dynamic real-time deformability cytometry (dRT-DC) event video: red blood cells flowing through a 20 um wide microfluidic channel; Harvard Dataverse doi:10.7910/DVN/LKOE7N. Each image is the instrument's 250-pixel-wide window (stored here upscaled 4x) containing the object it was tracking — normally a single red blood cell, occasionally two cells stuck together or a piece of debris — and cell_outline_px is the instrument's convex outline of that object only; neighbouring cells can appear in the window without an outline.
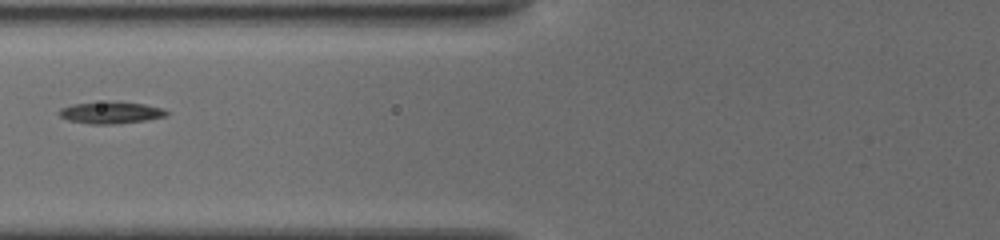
{"species": "common noctule bat (a hibernating species)", "species_latin": "Nyctalus noctula", "temperature_condition": "cold", "stored_images_in_passage": 27, "camera_frame_rate_fps": 3000, "um_per_image_px": 0.085, "animal": {"sex": "female", "body_mass_g": 19.5, "forearm_length_mm": 54.1}, "frame": {"image": 1, "passage_image": 5, "time_ms": 2.333, "image_size_px": [1000, 240], "cell_outline_px": [[168, 112], [164, 116], [144, 120], [112, 124], [88, 124], [68, 120], [60, 116], [60, 108], [76, 104], [144, 104], [160, 108]], "centroid_in_image_um": [9.38, 9.62], "position_along_channel_um": 116.4, "area_um2": 12.54}}
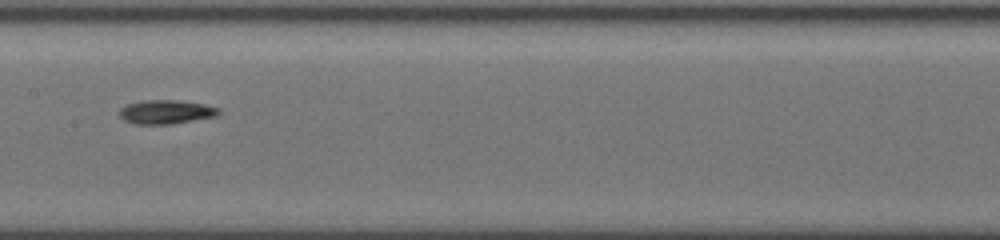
{"frame": {"image": 2, "passage_image": 9, "time_ms": 4.333, "image_size_px": [1000, 240], "cell_outline_px": [[220, 112], [216, 116], [168, 124], [136, 124], [124, 120], [120, 116], [120, 108], [128, 104], [148, 100], [172, 100], [204, 104], [220, 108]], "centroid_in_image_um": [14.11, 9.51], "position_along_channel_um": 193.3, "area_um2": 13.53}}
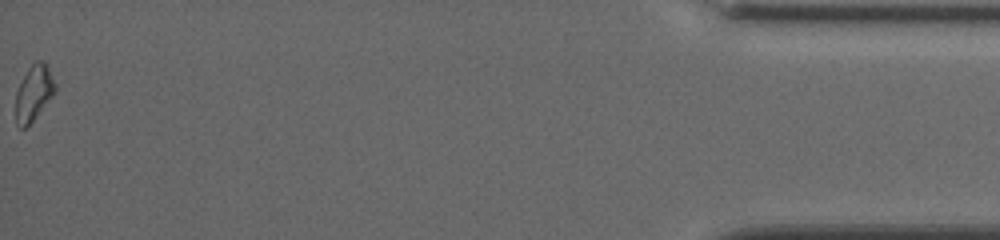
{"frame": {"image": 3, "passage_image": 27, "time_ms": 12.667, "image_size_px": [1000, 240], "cell_outline_px": [[56, 92], [32, 120], [24, 128], [20, 128], [16, 120], [16, 92], [28, 68], [36, 60], [44, 60], [56, 84]], "centroid_in_image_um": [2.89, 7.86], "position_along_channel_um": 432.3, "area_um2": 12.48}, "authors_computed_cell_mechanics": {"area_um2": 12.8316, "velocity_mm_per_s": 3.8339, "shape_relaxation_time_tau1_ms": null, "shape_relaxation_time_tau2_ms": 7.2847, "deformation_change_tau1": null, "deformation_change_tau2": 0.1264}}